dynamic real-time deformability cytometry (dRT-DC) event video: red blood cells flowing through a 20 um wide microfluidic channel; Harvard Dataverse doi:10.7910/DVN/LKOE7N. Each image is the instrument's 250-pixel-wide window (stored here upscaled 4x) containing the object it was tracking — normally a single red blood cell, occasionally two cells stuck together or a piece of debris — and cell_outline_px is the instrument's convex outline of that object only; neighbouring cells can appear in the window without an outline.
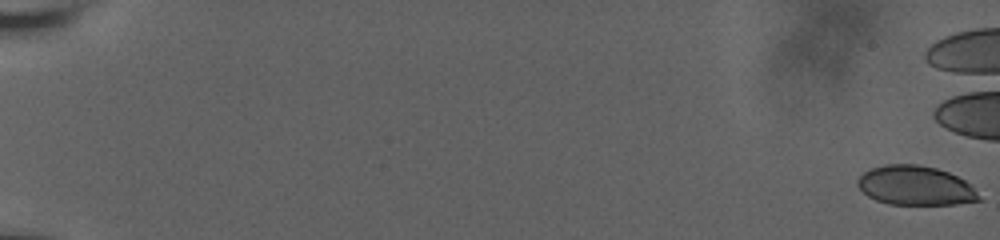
{"species": "human", "species_latin": "Homo sapiens", "temperature_condition": "room temperature", "stored_images_in_passage": 61, "camera_frame_rate_fps": 3000, "um_per_image_px": 0.085, "donor": {"sex": "male"}, "frame": {"image": 1, "passage_image": 1, "time_ms": 0.0, "image_size_px": [1000, 240], "cell_outline_px": [[984, 200], [956, 204], [888, 204], [876, 200], [868, 196], [856, 184], [856, 180], [864, 172], [872, 168], [884, 164], [916, 164], [936, 168], [948, 172], [972, 184]], "centroid_in_image_um": [77.84, 15.78], "position_along_channel_um": 7.2, "area_um2": 27.98}}
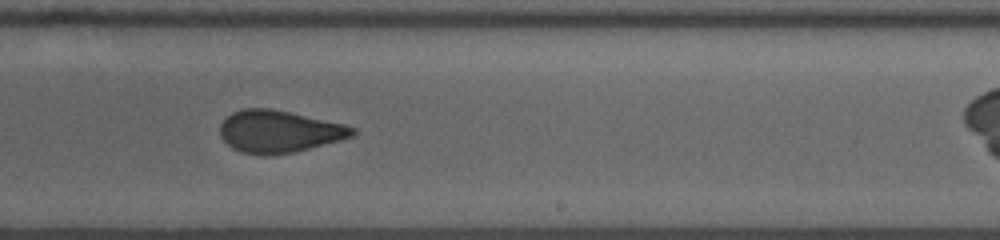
{"frame": {"image": 2, "passage_image": 41, "time_ms": 13.333, "image_size_px": [1000, 240], "cell_outline_px": [[356, 132], [352, 136], [340, 140], [292, 152], [264, 156], [240, 152], [232, 148], [220, 136], [220, 124], [232, 112], [244, 108], [272, 108], [344, 124], [356, 128]], "centroid_in_image_um": [23.69, 11.17], "position_along_channel_um": 265.3, "area_um2": 32.43}}
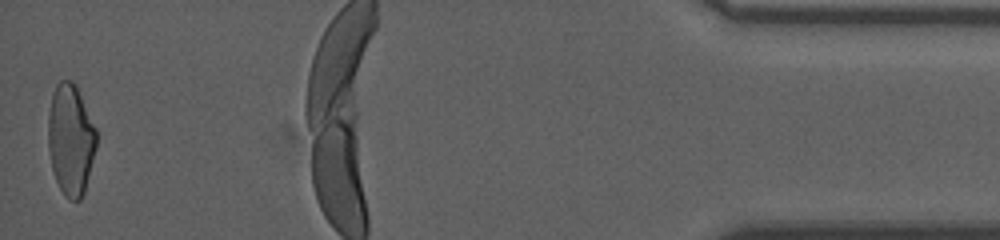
{"frame": {"image": 3, "passage_image": 61, "time_ms": 20.0, "image_size_px": [1000, 240], "cell_outline_px": [[96, 148], [84, 192], [80, 200], [68, 200], [64, 196], [56, 180], [52, 168], [48, 148], [48, 116], [52, 92], [56, 84], [60, 80], [72, 80], [76, 84], [96, 128]], "centroid_in_image_um": [6.0, 11.84], "position_along_channel_um": 429.2, "area_um2": 31.39}, "authors_computed_cell_mechanics": {"area_um2": 31.6744, "velocity_mm_per_s": 3.6819, "shape_relaxation_time_tau1_ms": null, "shape_relaxation_time_tau2_ms": 1.284, "deformation_change_tau1": null, "deformation_change_tau2": 0.0794}}